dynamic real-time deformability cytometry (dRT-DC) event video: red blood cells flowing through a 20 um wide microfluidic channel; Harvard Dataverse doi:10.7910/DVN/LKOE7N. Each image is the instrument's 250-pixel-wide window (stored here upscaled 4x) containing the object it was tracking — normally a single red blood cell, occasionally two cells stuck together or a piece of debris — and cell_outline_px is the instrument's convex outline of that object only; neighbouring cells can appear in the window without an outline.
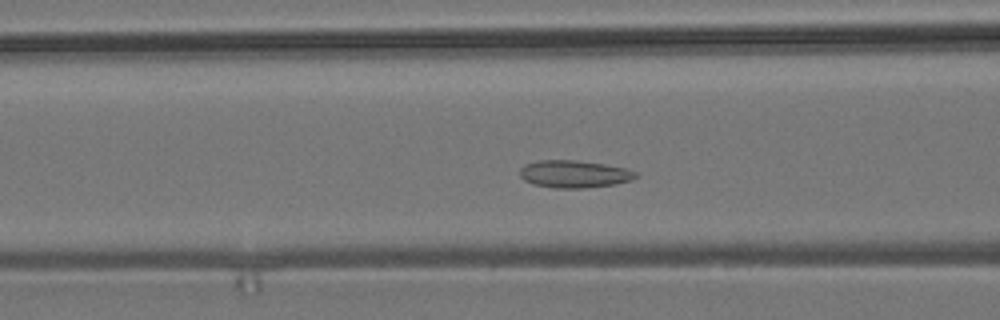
{"species": "common noctule bat (a hibernating species)", "species_latin": "Nyctalus noctula", "temperature_condition": "room temperature", "stored_images_in_passage": 52, "camera_frame_rate_fps": 3000, "um_per_image_px": 0.085, "animal": {"sex": "male", "body_mass_g": 19.2, "forearm_length_mm": 51.8}, "frame": {"image": 1, "passage_image": 18, "time_ms": 5.667, "image_size_px": [1000, 320], "cell_outline_px": [[640, 176], [632, 180], [616, 184], [584, 188], [552, 188], [532, 184], [524, 180], [520, 176], [520, 168], [524, 164], [540, 160], [576, 160], [604, 164], [624, 168], [636, 172]], "centroid_in_image_um": [48.8, 14.8], "position_along_channel_um": 117.8, "area_um2": 18.67}}
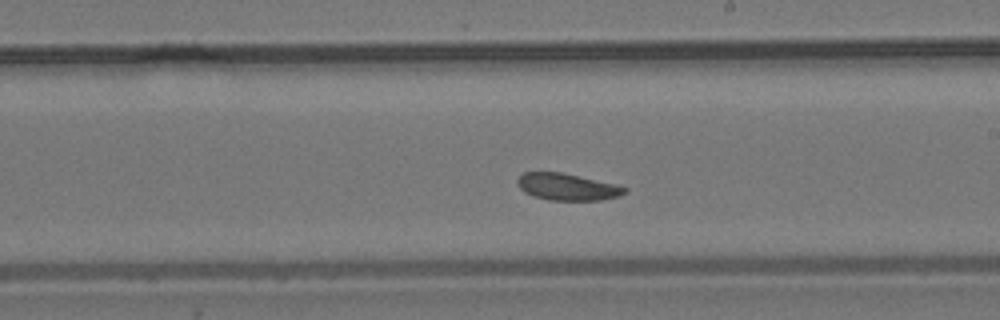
{"frame": {"image": 2, "passage_image": 28, "time_ms": 9.0, "image_size_px": [1000, 320], "cell_outline_px": [[628, 192], [620, 196], [600, 200], [548, 200], [532, 196], [524, 192], [516, 184], [516, 180], [524, 172], [560, 172], [616, 184], [628, 188]], "centroid_in_image_um": [48.21, 15.89], "position_along_channel_um": 240.8, "area_um2": 16.88}}
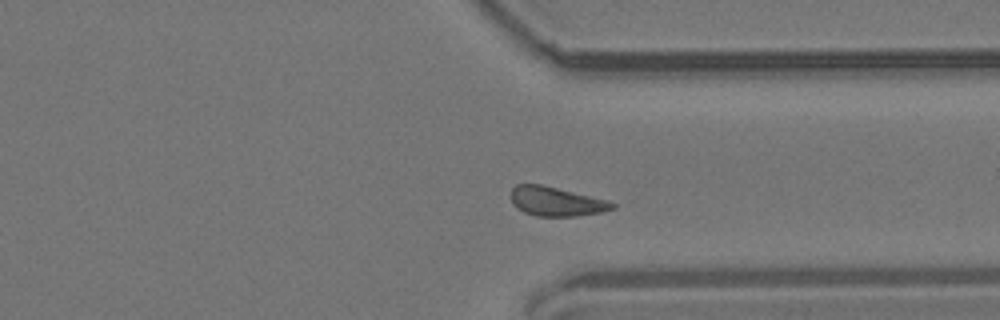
{"frame": {"image": 3, "passage_image": 38, "time_ms": 12.333, "image_size_px": [1000, 320], "cell_outline_px": [[616, 208], [600, 212], [576, 216], [536, 216], [524, 212], [516, 208], [512, 204], [512, 188], [516, 184], [540, 184], [608, 200], [616, 204]], "centroid_in_image_um": [47.27, 17.13], "position_along_channel_um": 364.1, "area_um2": 17.17}, "authors_computed_cell_mechanics": {"area_um2": 17.8024, "velocity_mm_per_s": 3.699, "shape_relaxation_time_tau1_ms": null, "shape_relaxation_time_tau2_ms": 2.5027, "deformation_change_tau1": null, "deformation_change_tau2": 0.0683}}